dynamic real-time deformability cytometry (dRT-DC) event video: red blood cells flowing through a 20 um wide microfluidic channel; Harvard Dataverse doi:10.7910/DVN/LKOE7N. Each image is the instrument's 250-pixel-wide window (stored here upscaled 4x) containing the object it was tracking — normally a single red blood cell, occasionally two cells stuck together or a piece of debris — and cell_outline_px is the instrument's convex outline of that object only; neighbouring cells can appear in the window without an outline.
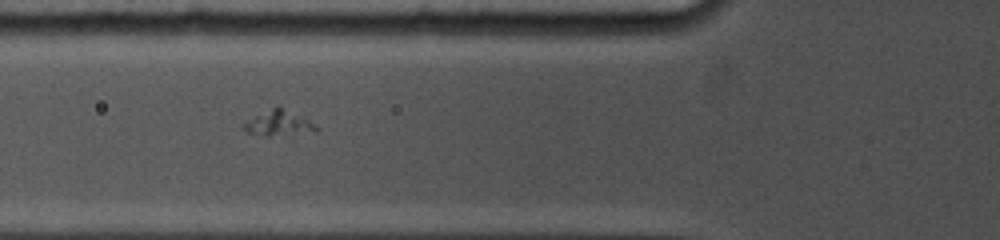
{"species": "common noctule bat (a hibernating species)", "species_latin": "Nyctalus noctula", "temperature_condition": "cold", "stored_images_in_passage": 29, "camera_frame_rate_fps": 5000, "um_per_image_px": 0.085, "animal": {"sex": "female", "body_mass_g": 19.0, "forearm_length_mm": 53.3}, "frame": {"image": 1, "passage_image": 5, "time_ms": 1.2, "image_size_px": [1000, 240], "cell_outline_px": [[320, 128], [268, 136], [264, 136], [244, 132], [244, 124], [256, 116], [276, 104], [316, 124]], "centroid_in_image_um": [23.61, 10.43], "position_along_channel_um": 102.2, "area_um2": 10.0}}
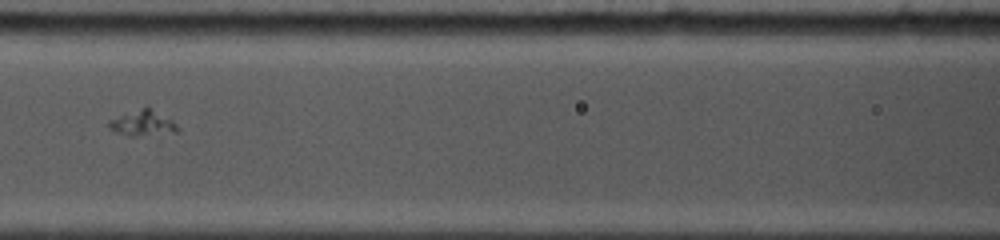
{"frame": {"image": 2, "passage_image": 9, "time_ms": 2.6, "image_size_px": [1000, 240], "cell_outline_px": [[180, 132], [136, 136], [132, 136], [116, 132], [108, 128], [108, 120], [148, 104], [172, 120], [180, 128]], "centroid_in_image_um": [12.16, 10.43], "position_along_channel_um": 154.4, "area_um2": 10.58}}